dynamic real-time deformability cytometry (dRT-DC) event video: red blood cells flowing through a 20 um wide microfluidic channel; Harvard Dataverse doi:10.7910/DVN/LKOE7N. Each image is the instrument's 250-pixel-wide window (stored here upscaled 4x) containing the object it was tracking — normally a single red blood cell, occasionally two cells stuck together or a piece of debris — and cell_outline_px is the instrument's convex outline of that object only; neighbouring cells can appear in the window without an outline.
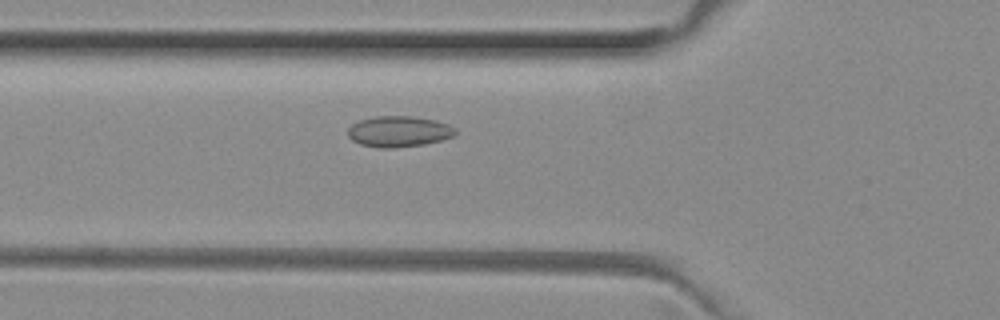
{"species": "common noctule bat (a hibernating species)", "species_latin": "Nyctalus noctula", "temperature_condition": "room temperature", "stored_images_in_passage": 45, "camera_frame_rate_fps": 3000, "um_per_image_px": 0.085, "animal": {"sex": "female", "body_mass_g": 29.2, "forearm_length_mm": 56.3}, "frame": {"image": 1, "passage_image": 16, "time_ms": 5.0, "image_size_px": [1000, 320], "cell_outline_px": [[456, 132], [452, 136], [440, 140], [424, 144], [392, 148], [380, 148], [360, 144], [352, 140], [348, 136], [348, 128], [352, 124], [360, 120], [376, 116], [412, 116], [436, 120], [448, 124], [456, 128]], "centroid_in_image_um": [33.89, 11.17], "position_along_channel_um": 91.9, "area_um2": 19.31}}
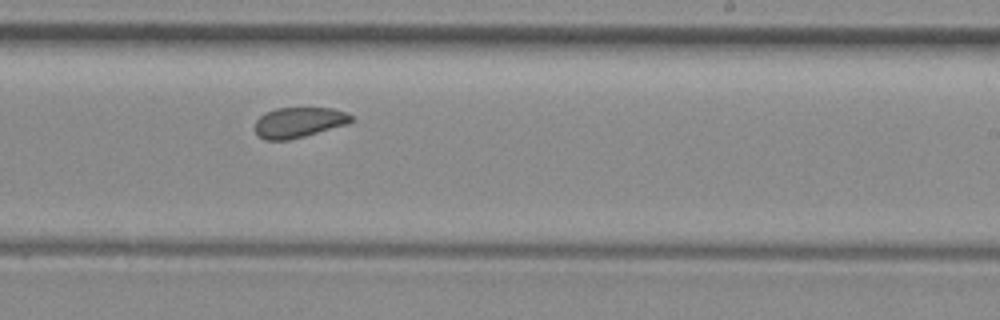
{"frame": {"image": 2, "passage_image": 29, "time_ms": 9.333, "image_size_px": [1000, 320], "cell_outline_px": [[352, 120], [348, 124], [304, 136], [288, 140], [264, 140], [256, 132], [256, 120], [264, 112], [276, 108], [332, 108], [344, 112], [352, 116]], "centroid_in_image_um": [25.38, 10.4], "position_along_channel_um": 263.6, "area_um2": 16.88}}
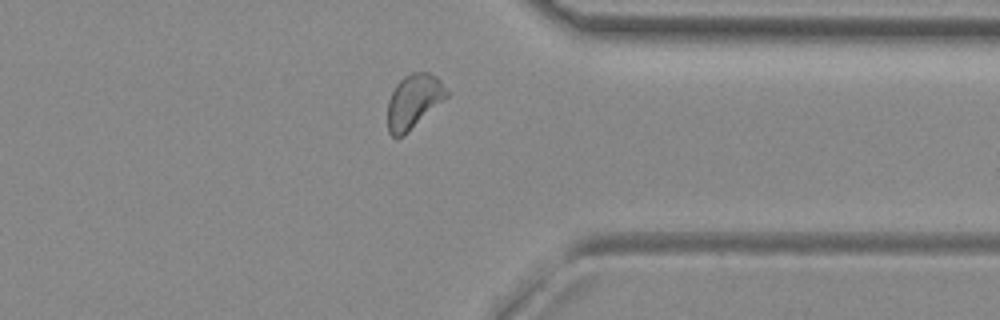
{"frame": {"image": 3, "passage_image": 38, "time_ms": 12.333, "image_size_px": [1000, 320], "cell_outline_px": [[448, 96], [408, 132], [400, 136], [392, 136], [388, 132], [388, 100], [396, 84], [404, 76], [412, 72], [428, 72], [436, 76], [440, 80], [448, 92]], "centroid_in_image_um": [35.15, 8.59], "position_along_channel_um": 376.2, "area_um2": 18.38}, "authors_computed_cell_mechanics": {"area_um2": 18.207, "velocity_mm_per_s": 3.9639, "shape_relaxation_time_tau1_ms": null, "shape_relaxation_time_tau2_ms": 1.1465, "deformation_change_tau1": null, "deformation_change_tau2": 0.0528}}